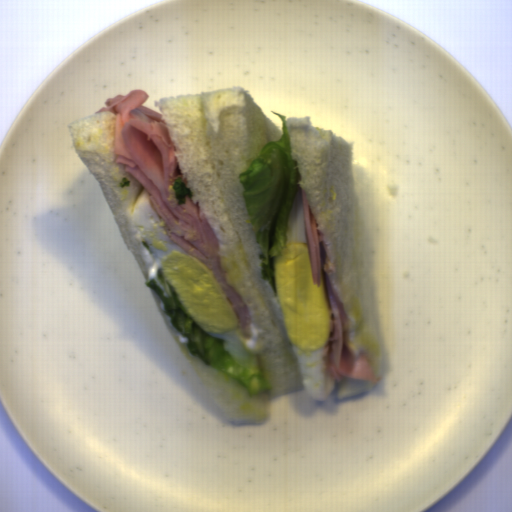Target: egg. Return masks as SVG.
I'll return each mask as SVG.
<instances>
[{"label":"egg","instance_id":"obj_1","mask_svg":"<svg viewBox=\"0 0 512 512\" xmlns=\"http://www.w3.org/2000/svg\"><path fill=\"white\" fill-rule=\"evenodd\" d=\"M128 232L152 279L167 297L158 276L161 269L180 302L211 337L224 339V351L239 364L253 357L259 363L265 341L252 323L242 329L233 304L208 266L171 241L146 188H140L125 208Z\"/></svg>","mask_w":512,"mask_h":512},{"label":"egg","instance_id":"obj_2","mask_svg":"<svg viewBox=\"0 0 512 512\" xmlns=\"http://www.w3.org/2000/svg\"><path fill=\"white\" fill-rule=\"evenodd\" d=\"M286 234V245L273 262L275 293L306 393L311 400L326 403L335 389L325 356L331 334L330 305L322 269L320 285L314 284L299 185Z\"/></svg>","mask_w":512,"mask_h":512}]
</instances>
